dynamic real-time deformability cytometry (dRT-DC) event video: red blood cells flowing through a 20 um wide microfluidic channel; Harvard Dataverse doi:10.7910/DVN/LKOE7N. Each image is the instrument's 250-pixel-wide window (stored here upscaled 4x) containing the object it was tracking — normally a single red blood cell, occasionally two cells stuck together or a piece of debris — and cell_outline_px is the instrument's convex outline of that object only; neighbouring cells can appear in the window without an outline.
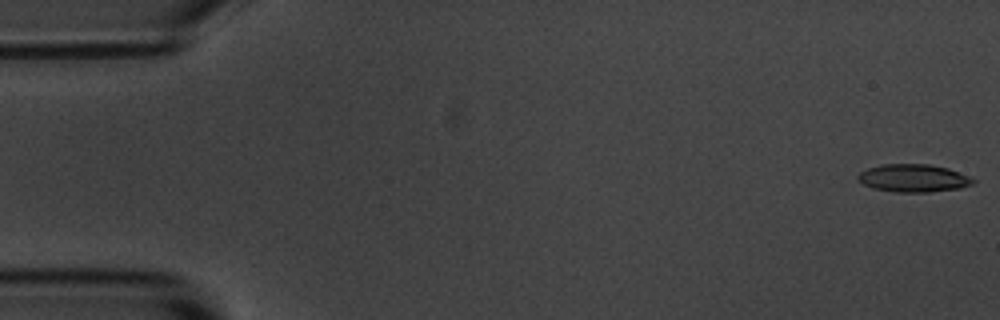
{"species": "common noctule bat (a hibernating species)", "species_latin": "Nyctalus noctula", "temperature_condition": "room temperature", "stored_images_in_passage": 4, "camera_frame_rate_fps": 3000, "um_per_image_px": 0.085, "animal": {"sex": "male", "body_mass_g": 20.1, "forearm_length_mm": 53.5}, "frame": {"image": 1, "passage_image": 1, "time_ms": 0.0, "image_size_px": [1000, 320], "cell_outline_px": [[976, 180], [972, 184], [960, 188], [928, 192], [896, 192], [872, 188], [856, 180], [856, 176], [860, 172], [868, 168], [880, 164], [928, 164], [948, 168], [972, 176]], "centroid_in_image_um": [77.64, 15.13], "position_along_channel_um": 7.4, "area_um2": 18.84}}
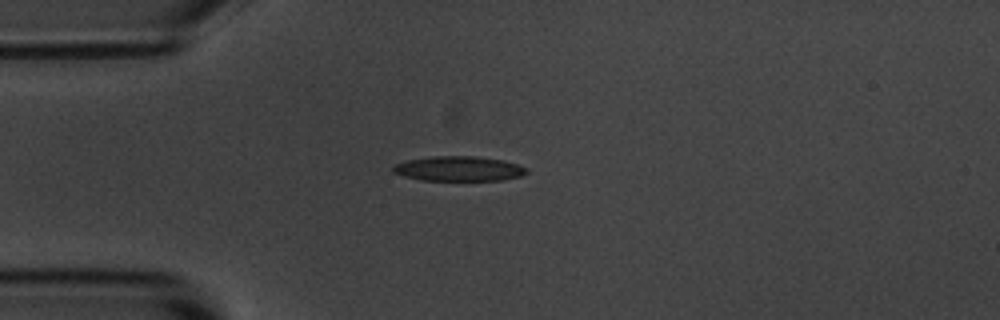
{"frame": {"image": 2, "passage_image": 4, "time_ms": 4.333, "image_size_px": [1000, 320], "cell_outline_px": [[528, 172], [520, 176], [500, 180], [420, 180], [404, 176], [392, 172], [392, 168], [396, 164], [408, 160], [432, 156], [476, 156], [504, 160], [528, 168]], "centroid_in_image_um": [39.0, 14.33], "position_along_channel_um": 46.0, "area_um2": 19.25}}